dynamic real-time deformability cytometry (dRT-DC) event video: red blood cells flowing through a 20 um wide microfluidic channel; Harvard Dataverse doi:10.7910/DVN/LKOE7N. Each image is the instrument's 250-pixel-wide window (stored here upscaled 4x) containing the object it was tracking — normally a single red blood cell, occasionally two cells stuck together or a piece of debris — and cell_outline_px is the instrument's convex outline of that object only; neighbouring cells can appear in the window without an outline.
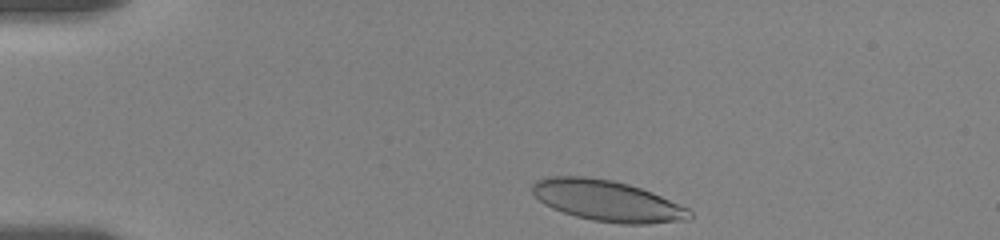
{"species": "human", "species_latin": "Homo sapiens", "temperature_condition": "room temperature", "stored_images_in_passage": 14, "camera_frame_rate_fps": 3000, "um_per_image_px": 0.085, "donor": {"sex": "female"}, "frame": {"image": 1, "passage_image": 1, "time_ms": 0.0, "image_size_px": [1000, 240], "cell_outline_px": [[692, 220], [648, 224], [620, 224], [592, 220], [576, 216], [552, 208], [544, 204], [532, 192], [532, 184], [536, 180], [548, 176], [584, 176], [612, 180], [628, 184], [652, 192], [688, 208], [692, 212]], "centroid_in_image_um": [51.64, 17.07], "position_along_channel_um": 33.4, "area_um2": 37.63}}
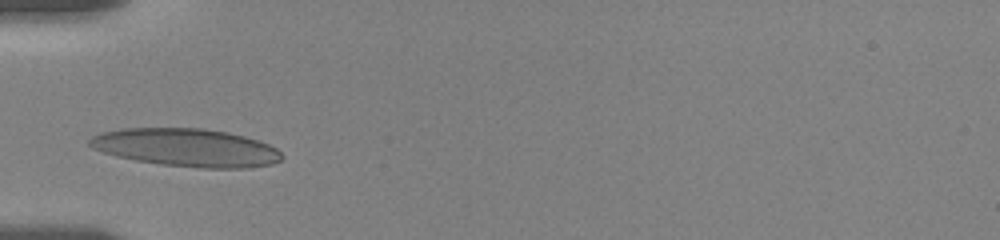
{"frame": {"image": 2, "passage_image": 7, "time_ms": 2.667, "image_size_px": [1000, 240], "cell_outline_px": [[284, 156], [280, 160], [272, 164], [244, 168], [200, 168], [160, 164], [136, 160], [116, 156], [92, 148], [88, 144], [88, 140], [92, 136], [100, 132], [120, 128], [204, 128], [228, 132], [244, 136], [268, 144], [276, 148]], "centroid_in_image_um": [15.82, 12.54], "position_along_channel_um": 69.2, "area_um2": 42.66}}
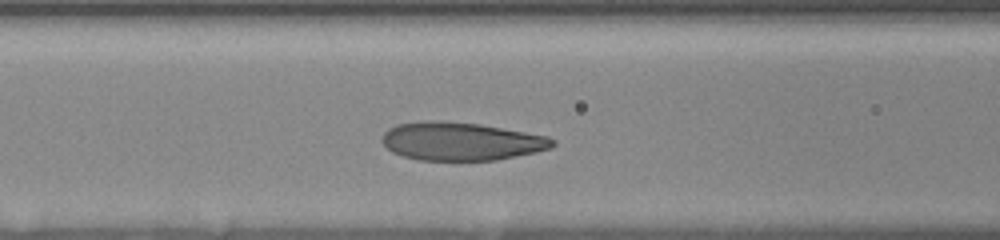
{"frame": {"image": 3, "passage_image": 12, "time_ms": 4.333, "image_size_px": [1000, 240], "cell_outline_px": [[556, 144], [552, 148], [536, 152], [496, 160], [420, 160], [400, 156], [392, 152], [380, 140], [384, 132], [388, 128], [396, 124], [432, 120], [444, 120], [480, 124], [548, 136], [556, 140]], "centroid_in_image_um": [39.18, 12.01], "position_along_channel_um": 127.4, "area_um2": 38.21}}